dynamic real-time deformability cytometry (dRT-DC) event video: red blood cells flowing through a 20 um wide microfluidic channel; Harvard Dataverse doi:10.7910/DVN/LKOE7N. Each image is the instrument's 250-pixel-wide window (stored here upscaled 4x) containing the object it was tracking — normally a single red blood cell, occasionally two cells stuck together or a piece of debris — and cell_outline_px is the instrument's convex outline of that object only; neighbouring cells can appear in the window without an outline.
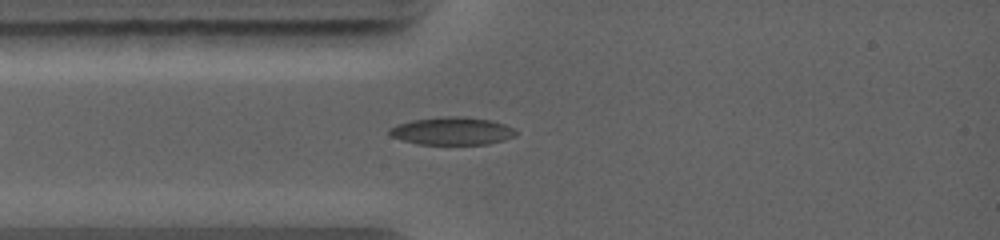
{"species": "common noctule bat (a hibernating species)", "species_latin": "Nyctalus noctula", "temperature_condition": "warm", "stored_images_in_passage": 29, "camera_frame_rate_fps": 5000, "um_per_image_px": 0.085, "animal": {"sex": "female", "body_mass_g": 19.0, "forearm_length_mm": 56.7}, "frame": {"image": 1, "passage_image": 12, "time_ms": 2.4, "image_size_px": [1000, 240], "cell_outline_px": [[516, 136], [504, 140], [488, 144], [420, 144], [404, 140], [392, 136], [388, 132], [388, 128], [396, 124], [412, 120], [444, 116], [464, 116], [492, 120], [504, 124], [512, 128], [516, 132]], "centroid_in_image_um": [38.43, 11.12], "position_along_channel_um": 46.6, "area_um2": 20.46}}
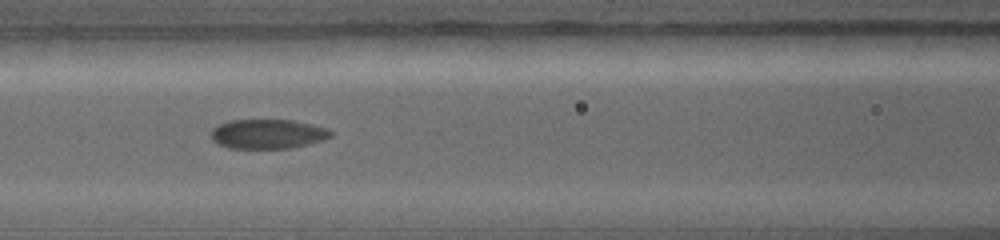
{"frame": {"image": 2, "passage_image": 19, "time_ms": 4.6, "image_size_px": [1000, 240], "cell_outline_px": [[332, 136], [308, 144], [292, 148], [228, 148], [216, 144], [212, 140], [212, 128], [216, 124], [228, 120], [292, 120], [328, 128], [332, 132]], "centroid_in_image_um": [22.7, 11.38], "position_along_channel_um": 143.9, "area_um2": 20.63}}
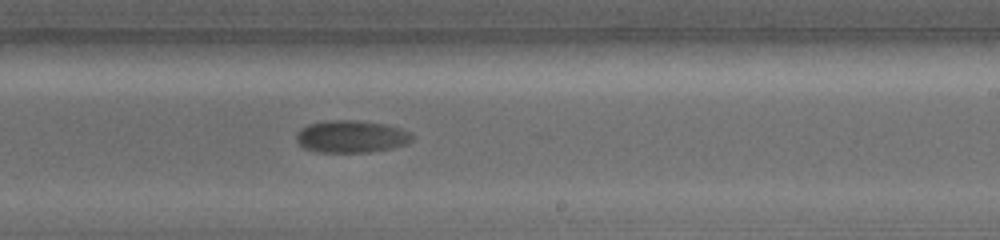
{"frame": {"image": 3, "passage_image": 25, "time_ms": 7.2, "image_size_px": [1000, 240], "cell_outline_px": [[416, 136], [408, 144], [392, 148], [368, 152], [320, 152], [304, 148], [296, 140], [296, 132], [300, 128], [308, 124], [328, 120], [352, 120], [384, 124], [400, 128], [412, 132]], "centroid_in_image_um": [29.89, 11.6], "position_along_channel_um": 259.1, "area_um2": 21.96}}